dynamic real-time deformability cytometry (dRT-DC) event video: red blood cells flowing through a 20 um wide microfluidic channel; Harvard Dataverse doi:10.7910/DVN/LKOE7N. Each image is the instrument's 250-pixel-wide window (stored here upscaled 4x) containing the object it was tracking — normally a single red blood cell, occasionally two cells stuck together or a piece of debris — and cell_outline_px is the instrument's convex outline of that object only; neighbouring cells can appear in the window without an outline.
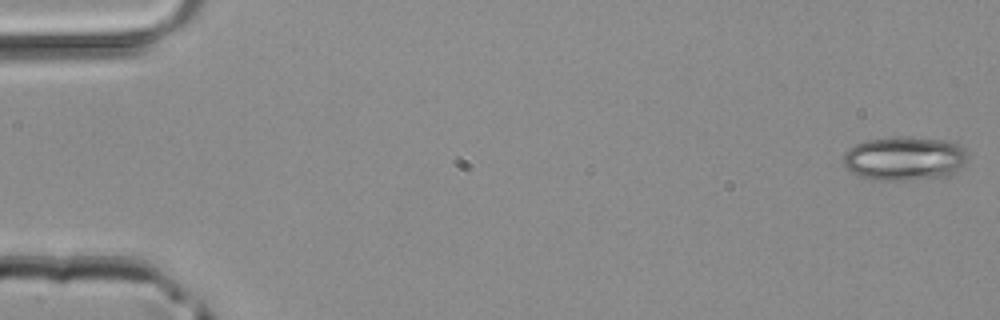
{"species": "common noctule bat (a hibernating species)", "species_latin": "Nyctalus noctula", "temperature_condition": "room temperature", "stored_images_in_passage": 4, "camera_frame_rate_fps": 3000, "um_per_image_px": 0.085, "animal": {"sex": "male", "body_mass_g": 20.4}, "frame": {"image": 1, "passage_image": 1, "time_ms": 0.0, "image_size_px": [1000, 320], "cell_outline_px": [[968, 160], [956, 172], [948, 176], [912, 180], [880, 180], [860, 176], [852, 172], [844, 164], [844, 152], [848, 148], [856, 144], [868, 140], [900, 136], [944, 140], [960, 144], [964, 148], [968, 156]], "centroid_in_image_um": [76.93, 13.47], "position_along_channel_um": 8.1, "area_um2": 31.96}}